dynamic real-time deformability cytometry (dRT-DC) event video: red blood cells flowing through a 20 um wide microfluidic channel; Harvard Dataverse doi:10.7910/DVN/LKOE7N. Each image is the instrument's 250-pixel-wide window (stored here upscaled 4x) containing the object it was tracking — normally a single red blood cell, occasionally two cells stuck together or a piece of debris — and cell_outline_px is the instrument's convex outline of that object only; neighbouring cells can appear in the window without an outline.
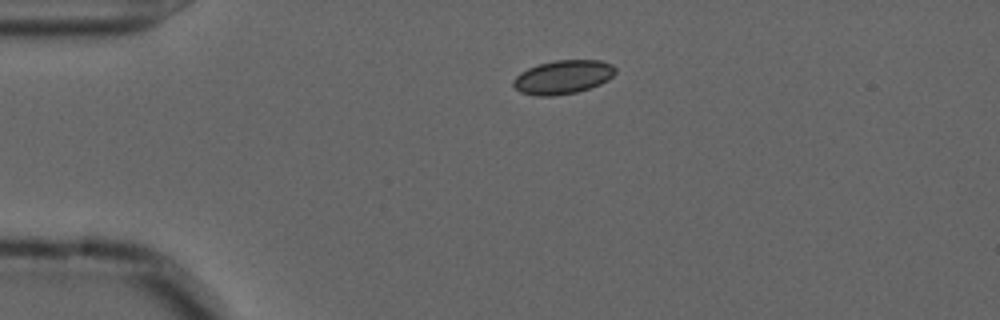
{"species": "common noctule bat (a hibernating species)", "species_latin": "Nyctalus noctula", "temperature_condition": "cold", "stored_images_in_passage": 45, "camera_frame_rate_fps": 3000, "um_per_image_px": 0.085, "animal": {"sex": "male", "forearm_length_mm": 52.5}, "frame": {"image": 1, "passage_image": 1, "time_ms": 0.0, "image_size_px": [1000, 320], "cell_outline_px": [[616, 72], [608, 80], [600, 84], [576, 92], [552, 96], [536, 96], [520, 92], [512, 84], [512, 80], [520, 72], [528, 68], [540, 64], [556, 60], [600, 60], [612, 64], [616, 68]], "centroid_in_image_um": [47.84, 6.55], "position_along_channel_um": 37.2, "area_um2": 20.06}}
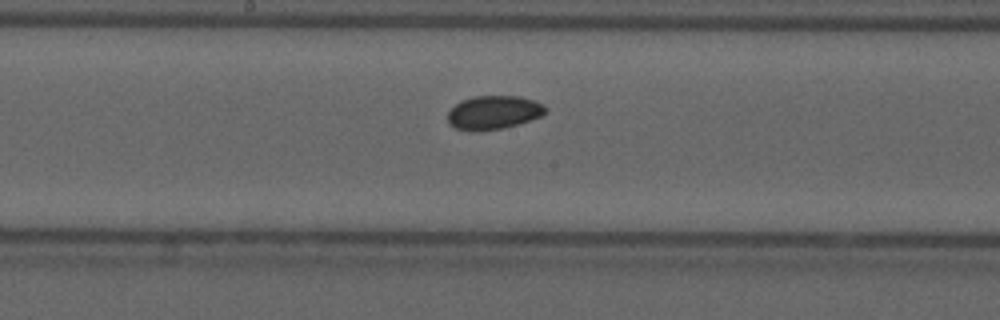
{"frame": {"image": 2, "passage_image": 18, "time_ms": 5.667, "image_size_px": [1000, 320], "cell_outline_px": [[548, 108], [540, 116], [516, 124], [500, 128], [480, 132], [472, 132], [456, 128], [448, 124], [448, 112], [460, 100], [476, 96], [520, 96], [544, 104]], "centroid_in_image_um": [41.91, 9.56], "position_along_channel_um": 206.3, "area_um2": 19.13}}
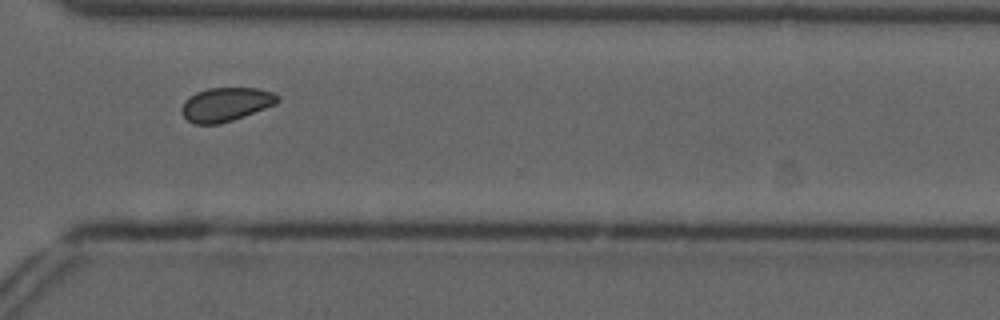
{"frame": {"image": 3, "passage_image": 30, "time_ms": 9.667, "image_size_px": [1000, 320], "cell_outline_px": [[280, 100], [276, 104], [244, 116], [220, 124], [196, 124], [188, 120], [180, 112], [180, 108], [184, 100], [188, 96], [196, 92], [208, 88], [256, 88], [272, 92], [280, 96]], "centroid_in_image_um": [19.17, 8.87], "position_along_channel_um": 351.4, "area_um2": 19.02}}